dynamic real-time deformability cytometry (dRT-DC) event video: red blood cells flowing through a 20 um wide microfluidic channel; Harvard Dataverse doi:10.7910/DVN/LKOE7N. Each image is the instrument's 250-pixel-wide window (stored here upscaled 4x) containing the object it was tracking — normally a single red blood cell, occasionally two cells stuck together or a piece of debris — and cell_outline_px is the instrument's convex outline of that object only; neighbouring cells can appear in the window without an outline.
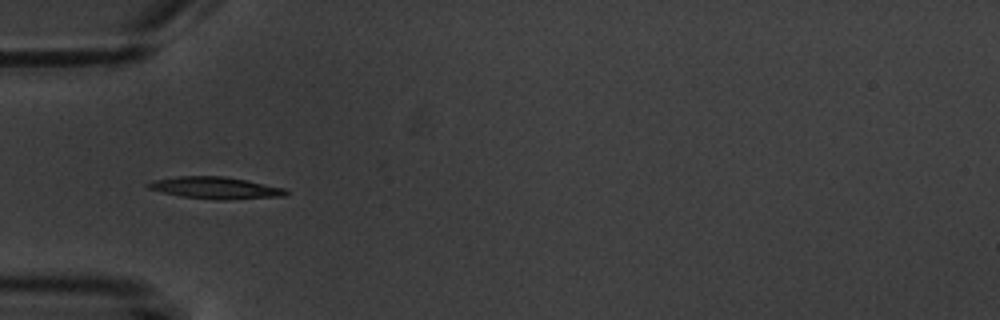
{"species": "common noctule bat (a hibernating species)", "species_latin": "Nyctalus noctula", "temperature_condition": "warm", "stored_images_in_passage": 10, "camera_frame_rate_fps": 3000, "um_per_image_px": 0.085, "animal": {"sex": "male", "body_mass_g": 20.1, "forearm_length_mm": 53.5}, "frame": {"image": 1, "passage_image": 4, "time_ms": 4.333, "image_size_px": [1000, 320], "cell_outline_px": [[288, 192], [284, 196], [224, 200], [216, 200], [180, 196], [148, 188], [144, 184], [152, 180], [176, 176], [224, 176], [248, 180], [284, 188]], "centroid_in_image_um": [18.28, 15.96], "position_along_channel_um": 66.7, "area_um2": 17.63}}
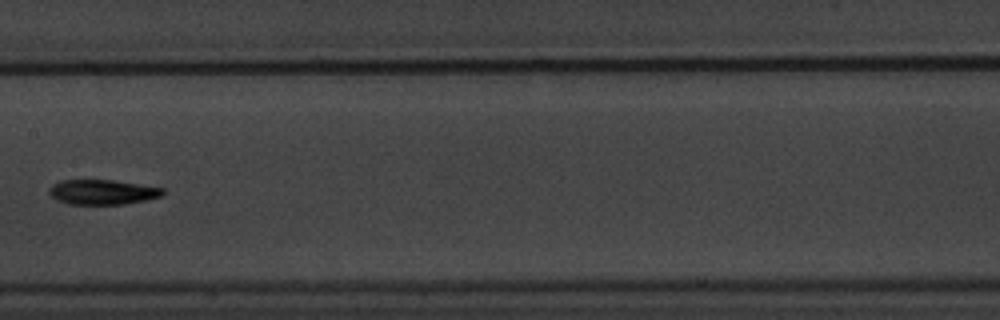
{"frame": {"image": 2, "passage_image": 7, "time_ms": 8.0, "image_size_px": [1000, 320], "cell_outline_px": [[164, 192], [160, 196], [144, 200], [124, 204], [68, 204], [56, 200], [48, 192], [48, 188], [52, 184], [60, 180], [112, 180], [164, 188]], "centroid_in_image_um": [8.65, 16.32], "position_along_channel_um": 198.8, "area_um2": 16.42}}
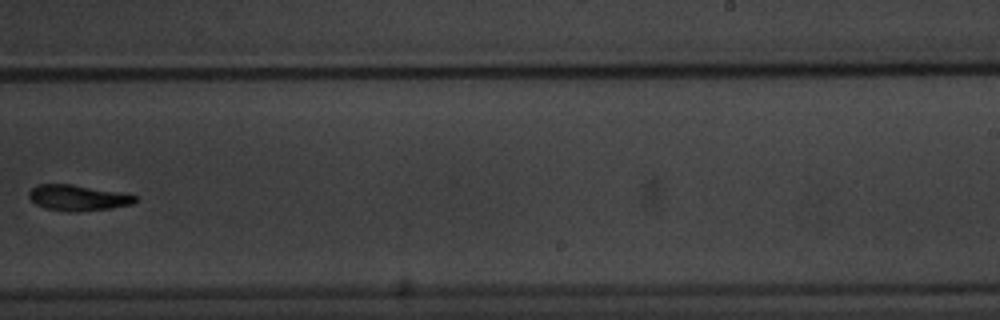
{"frame": {"image": 3, "passage_image": 9, "time_ms": 10.333, "image_size_px": [1000, 320], "cell_outline_px": [[136, 200], [132, 204], [112, 208], [76, 212], [68, 212], [48, 208], [36, 204], [28, 196], [28, 192], [36, 184], [72, 184], [128, 192], [136, 196]], "centroid_in_image_um": [6.67, 16.79], "position_along_channel_um": 282.3, "area_um2": 16.24}}